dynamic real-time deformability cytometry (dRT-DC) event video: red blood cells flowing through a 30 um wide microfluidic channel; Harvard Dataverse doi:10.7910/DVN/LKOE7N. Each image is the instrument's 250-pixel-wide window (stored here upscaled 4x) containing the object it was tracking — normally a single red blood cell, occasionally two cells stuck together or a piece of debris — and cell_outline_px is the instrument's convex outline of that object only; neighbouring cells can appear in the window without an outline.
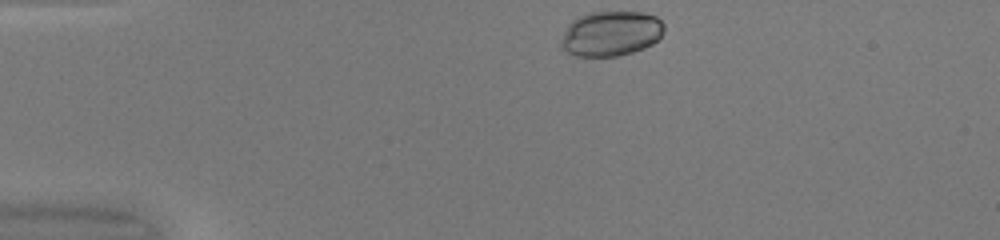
{"species": "common noctule bat (a hibernating species)", "species_latin": "Nyctalus noctula", "temperature_condition": "warm", "stored_images_in_passage": 35, "camera_frame_rate_fps": 3000, "um_per_image_px": 0.085, "animal": {"sex": "female", "body_mass_g": 20.0, "forearm_length_mm": 54.0}, "frame": {"image": 1, "passage_image": 1, "time_ms": 0.0, "image_size_px": [1000, 240], "cell_outline_px": [[664, 32], [652, 44], [644, 48], [632, 52], [616, 56], [576, 56], [560, 48], [560, 44], [564, 32], [568, 24], [576, 16], [588, 12], [644, 12], [656, 16], [664, 24]], "centroid_in_image_um": [51.91, 2.84], "position_along_channel_um": 33.1, "area_um2": 27.22}}
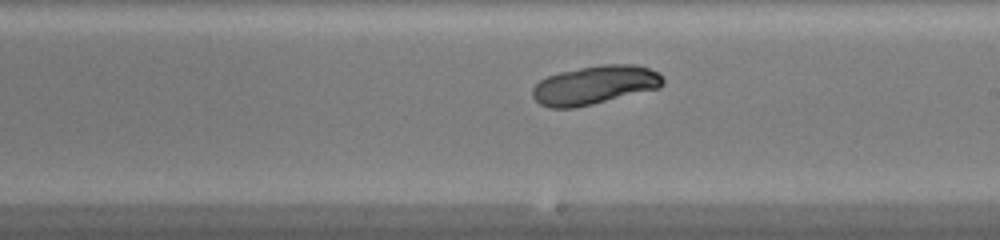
{"frame": {"image": 2, "passage_image": 20, "time_ms": 6.333, "image_size_px": [1000, 240], "cell_outline_px": [[664, 84], [660, 88], [592, 104], [572, 108], [548, 108], [540, 104], [532, 96], [532, 88], [540, 80], [548, 76], [560, 72], [600, 64], [636, 64], [648, 68], [656, 72], [664, 80]], "centroid_in_image_um": [50.54, 7.23], "position_along_channel_um": 238.5, "area_um2": 29.36}}
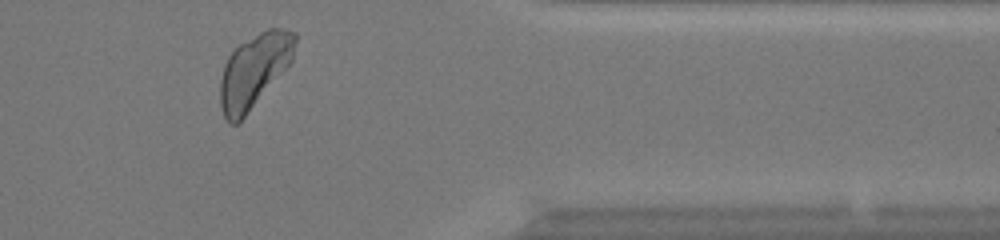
{"frame": {"image": 3, "passage_image": 32, "time_ms": 10.333, "image_size_px": [1000, 240], "cell_outline_px": [[296, 40], [292, 60], [244, 116], [236, 124], [228, 124], [224, 116], [220, 104], [220, 80], [224, 64], [228, 56], [240, 44], [260, 32], [268, 28], [288, 28], [296, 32]], "centroid_in_image_um": [21.59, 5.98], "position_along_channel_um": 389.8, "area_um2": 31.56}, "authors_computed_cell_mechanics": {"area_um2": 29.3046, "velocity_mm_per_s": 4.1929, "shape_relaxation_time_tau1_ms": 1.1222, "shape_relaxation_time_tau2_ms": null, "deformation_change_tau1": null, "deformation_change_tau2": null}}